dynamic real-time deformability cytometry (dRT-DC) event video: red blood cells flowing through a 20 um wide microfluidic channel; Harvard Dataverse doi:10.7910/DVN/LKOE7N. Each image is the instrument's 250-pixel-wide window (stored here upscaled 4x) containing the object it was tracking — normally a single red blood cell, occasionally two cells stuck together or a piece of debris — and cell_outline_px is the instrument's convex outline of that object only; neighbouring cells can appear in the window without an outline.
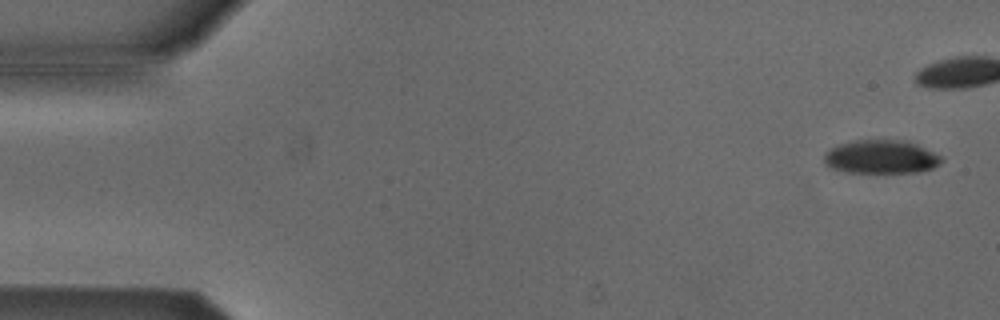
{"species": "Egyptian fruit bat (a non-hibernating species)", "species_latin": "Rousettus aegyptiacus", "temperature_condition": "cold", "stored_images_in_passage": 7, "camera_frame_rate_fps": 3000, "um_per_image_px": 0.085, "animal": {"sex": "male"}, "frame": {"image": 1, "passage_image": 1, "time_ms": 0.0, "image_size_px": [1000, 320], "cell_outline_px": [[944, 160], [940, 164], [932, 168], [920, 172], [848, 172], [832, 168], [824, 164], [824, 152], [840, 144], [856, 140], [900, 140], [916, 144], [940, 156]], "centroid_in_image_um": [74.87, 13.34], "position_along_channel_um": 10.1, "area_um2": 22.72}}
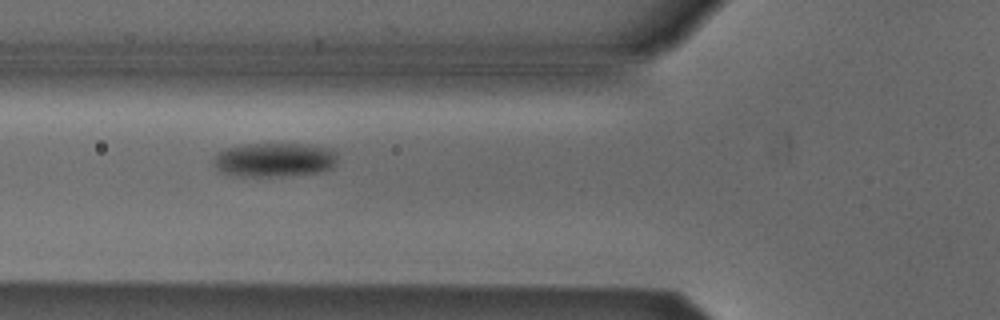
{"frame": {"image": 2, "passage_image": 7, "time_ms": 7.0, "image_size_px": [1000, 320], "cell_outline_px": [[336, 160], [332, 168], [316, 172], [276, 176], [240, 176], [224, 172], [212, 164], [212, 160], [220, 152], [228, 148], [244, 144], [312, 144], [328, 148], [336, 152]], "centroid_in_image_um": [23.34, 13.57], "position_along_channel_um": 102.5, "area_um2": 24.28}}